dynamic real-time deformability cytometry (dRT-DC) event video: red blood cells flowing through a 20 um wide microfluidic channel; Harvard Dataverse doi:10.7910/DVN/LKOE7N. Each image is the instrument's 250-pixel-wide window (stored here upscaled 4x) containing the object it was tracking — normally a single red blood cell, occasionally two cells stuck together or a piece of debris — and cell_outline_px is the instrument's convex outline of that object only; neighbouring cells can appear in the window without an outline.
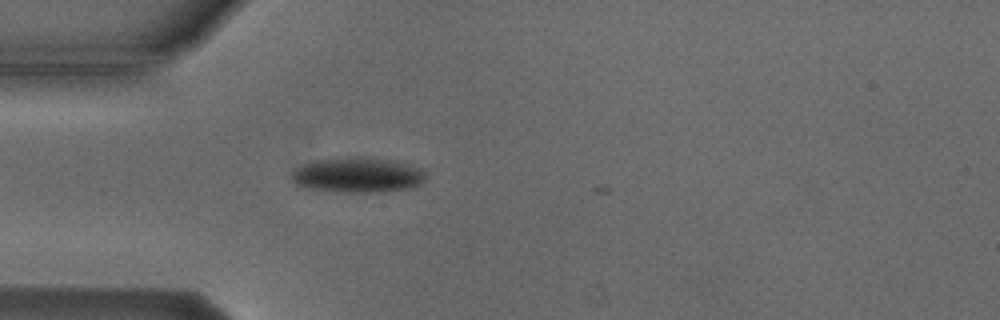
{"species": "Egyptian fruit bat (a non-hibernating species)", "species_latin": "Rousettus aegyptiacus", "temperature_condition": "cold", "stored_images_in_passage": 3, "camera_frame_rate_fps": 3000, "um_per_image_px": 0.085, "animal": {"sex": "male"}, "frame": {"image": 1, "passage_image": 3, "time_ms": 2.333, "image_size_px": [1000, 320], "cell_outline_px": [[424, 180], [420, 184], [412, 188], [388, 192], [336, 192], [308, 188], [296, 184], [292, 180], [292, 172], [296, 168], [304, 164], [316, 160], [348, 156], [364, 156], [388, 160], [424, 168]], "centroid_in_image_um": [30.42, 14.88], "position_along_channel_um": 54.6, "area_um2": 27.74}}